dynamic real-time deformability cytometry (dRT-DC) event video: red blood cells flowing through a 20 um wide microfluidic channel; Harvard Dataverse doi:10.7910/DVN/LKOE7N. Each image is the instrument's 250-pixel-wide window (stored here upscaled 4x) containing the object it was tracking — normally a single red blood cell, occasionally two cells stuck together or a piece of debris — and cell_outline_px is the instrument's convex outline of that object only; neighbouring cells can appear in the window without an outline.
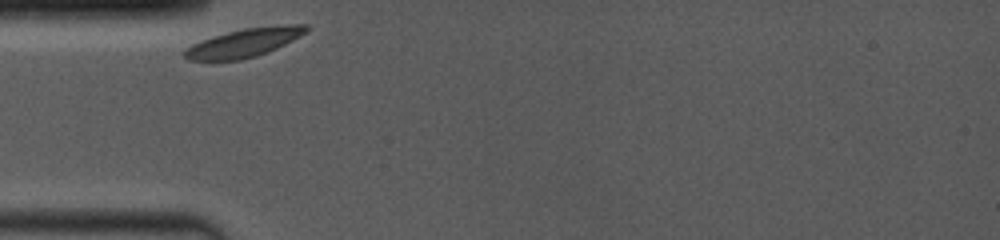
{"species": "common noctule bat (a hibernating species)", "species_latin": "Nyctalus noctula", "temperature_condition": "room temperature", "stored_images_in_passage": 46, "camera_frame_rate_fps": 4000, "um_per_image_px": 0.085, "animal": {"sex": "female", "body_mass_g": 19.0, "forearm_length_mm": 53.3}, "frame": {"image": 1, "passage_image": 1, "time_ms": 0.0, "image_size_px": [1000, 240], "cell_outline_px": [[308, 32], [268, 52], [256, 56], [240, 60], [188, 60], [184, 56], [184, 52], [192, 44], [228, 32], [244, 28], [288, 24], [308, 24]], "centroid_in_image_um": [20.81, 3.63], "position_along_channel_um": 64.2, "area_um2": 19.88}}
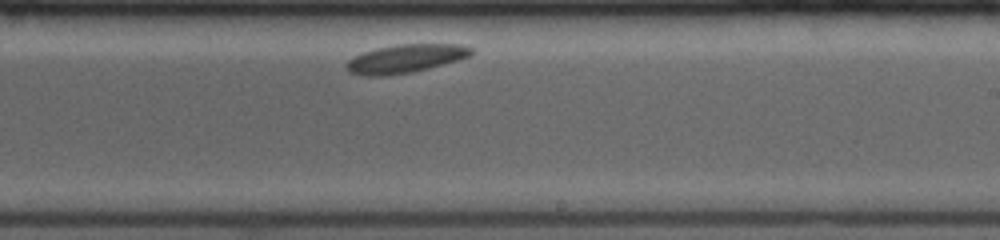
{"frame": {"image": 2, "passage_image": 28, "time_ms": 5.5, "image_size_px": [1000, 240], "cell_outline_px": [[472, 52], [468, 56], [460, 60], [412, 72], [384, 76], [368, 76], [348, 72], [344, 68], [344, 64], [348, 60], [364, 52], [376, 48], [396, 44], [460, 44], [472, 48]], "centroid_in_image_um": [34.43, 4.98], "position_along_channel_um": 254.6, "area_um2": 20.69}}
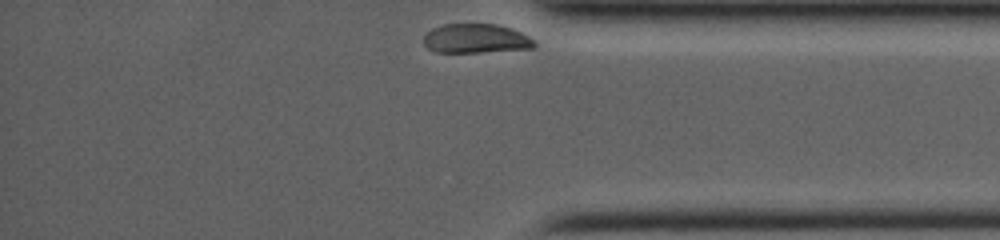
{"frame": {"image": 3, "passage_image": 46, "time_ms": 9.5, "image_size_px": [1000, 240], "cell_outline_px": [[536, 44], [532, 48], [480, 52], [436, 52], [428, 48], [424, 44], [424, 36], [432, 28], [444, 24], [496, 24], [512, 28], [528, 36]], "centroid_in_image_um": [40.43, 3.27], "position_along_channel_um": 394.8, "area_um2": 18.73}, "authors_computed_cell_mechanics": {"area_um2": 20.2589, "velocity_mm_per_s": 3.4949, "shape_relaxation_time_tau1_ms": 0.1447, "shape_relaxation_time_tau2_ms": null, "deformation_change_tau1": 0.0502, "deformation_change_tau2": null}}